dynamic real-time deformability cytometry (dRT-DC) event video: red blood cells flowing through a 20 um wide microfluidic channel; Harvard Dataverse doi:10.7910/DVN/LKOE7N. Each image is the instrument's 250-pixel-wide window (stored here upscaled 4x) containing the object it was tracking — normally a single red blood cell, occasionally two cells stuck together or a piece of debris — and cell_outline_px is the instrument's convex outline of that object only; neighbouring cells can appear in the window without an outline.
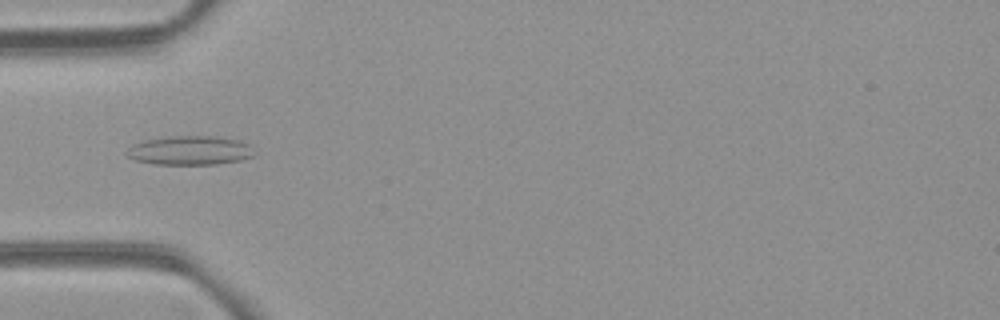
{"species": "common noctule bat (a hibernating species)", "species_latin": "Nyctalus noctula", "temperature_condition": "room temperature", "stored_images_in_passage": 5, "camera_frame_rate_fps": 3000, "um_per_image_px": 0.085, "animal": {"sex": "female", "body_mass_g": 21.9}, "frame": {"image": 1, "passage_image": 5, "time_ms": 4.333, "image_size_px": [1000, 320], "cell_outline_px": [[256, 156], [240, 160], [220, 164], [156, 164], [136, 160], [124, 156], [124, 152], [136, 144], [144, 140], [168, 136], [212, 136], [240, 140], [248, 144]], "centroid_in_image_um": [16.15, 12.79], "position_along_channel_um": 68.9, "area_um2": 21.62}}